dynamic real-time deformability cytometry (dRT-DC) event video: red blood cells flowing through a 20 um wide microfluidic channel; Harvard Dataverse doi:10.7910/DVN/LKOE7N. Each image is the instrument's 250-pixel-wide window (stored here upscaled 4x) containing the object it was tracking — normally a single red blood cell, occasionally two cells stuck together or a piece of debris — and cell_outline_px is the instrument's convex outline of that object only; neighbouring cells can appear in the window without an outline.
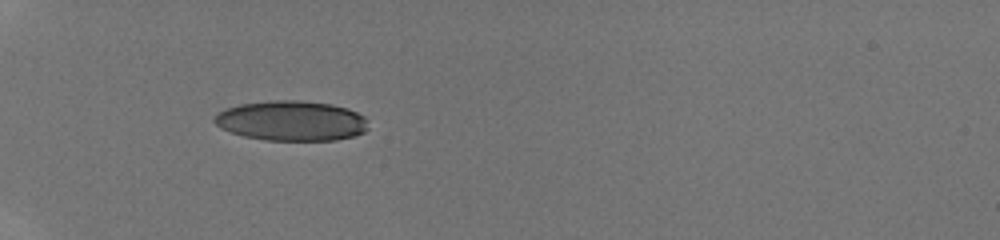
{"species": "human", "species_latin": "Homo sapiens", "temperature_condition": "room temperature", "stored_images_in_passage": 30, "camera_frame_rate_fps": 3000, "um_per_image_px": 0.085, "donor": {"sex": "male"}, "frame": {"image": 1, "passage_image": 1, "time_ms": 0.0, "image_size_px": [1000, 240], "cell_outline_px": [[368, 128], [364, 132], [352, 136], [336, 140], [264, 140], [244, 136], [220, 128], [212, 120], [224, 108], [240, 104], [272, 100], [300, 100], [332, 104], [348, 108], [364, 116]], "centroid_in_image_um": [24.77, 10.26], "position_along_channel_um": 60.2, "area_um2": 35.89}}
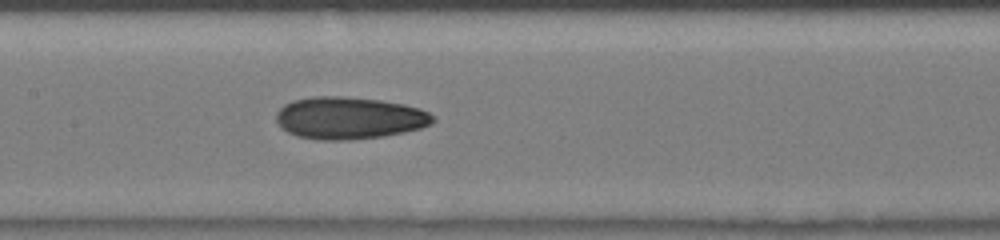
{"frame": {"image": 2, "passage_image": 10, "time_ms": 3.0, "image_size_px": [1000, 240], "cell_outline_px": [[436, 120], [432, 124], [420, 128], [404, 132], [384, 136], [348, 140], [320, 140], [296, 136], [280, 128], [276, 120], [276, 112], [284, 104], [292, 100], [312, 96], [344, 96], [380, 100], [404, 104], [420, 108], [428, 112]], "centroid_in_image_um": [29.66, 10.03], "position_along_channel_um": 177.7, "area_um2": 38.84}}
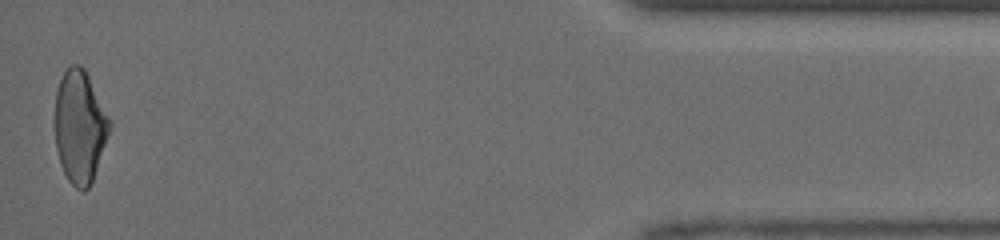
{"frame": {"image": 3, "passage_image": 30, "time_ms": 9.667, "image_size_px": [1000, 240], "cell_outline_px": [[112, 124], [92, 180], [88, 188], [84, 192], [76, 188], [68, 180], [60, 164], [56, 148], [52, 124], [56, 92], [60, 80], [64, 72], [72, 64], [80, 64], [84, 68]], "centroid_in_image_um": [6.73, 10.77], "position_along_channel_um": 428.5, "area_um2": 36.01}}